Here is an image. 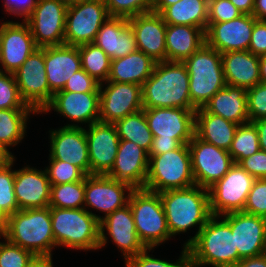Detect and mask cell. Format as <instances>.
<instances>
[{"instance_id":"6da1fadb","label":"cell","mask_w":266,"mask_h":267,"mask_svg":"<svg viewBox=\"0 0 266 267\" xmlns=\"http://www.w3.org/2000/svg\"><path fill=\"white\" fill-rule=\"evenodd\" d=\"M170 235L186 233L197 227V232L183 246L187 247L212 216L207 188L194 185L184 189H171L159 193Z\"/></svg>"},{"instance_id":"7a4b0ae2","label":"cell","mask_w":266,"mask_h":267,"mask_svg":"<svg viewBox=\"0 0 266 267\" xmlns=\"http://www.w3.org/2000/svg\"><path fill=\"white\" fill-rule=\"evenodd\" d=\"M143 109H196L190 99L189 74L183 62H156L151 76L142 85Z\"/></svg>"},{"instance_id":"3957f363","label":"cell","mask_w":266,"mask_h":267,"mask_svg":"<svg viewBox=\"0 0 266 267\" xmlns=\"http://www.w3.org/2000/svg\"><path fill=\"white\" fill-rule=\"evenodd\" d=\"M187 249L191 267H235L242 259L229 223L217 215L209 218Z\"/></svg>"},{"instance_id":"277c9868","label":"cell","mask_w":266,"mask_h":267,"mask_svg":"<svg viewBox=\"0 0 266 267\" xmlns=\"http://www.w3.org/2000/svg\"><path fill=\"white\" fill-rule=\"evenodd\" d=\"M51 224L56 247L75 250H99L102 217L85 208L50 207Z\"/></svg>"},{"instance_id":"5b68a950","label":"cell","mask_w":266,"mask_h":267,"mask_svg":"<svg viewBox=\"0 0 266 267\" xmlns=\"http://www.w3.org/2000/svg\"><path fill=\"white\" fill-rule=\"evenodd\" d=\"M3 239L36 255H52L56 247L50 207L17 210L9 215Z\"/></svg>"},{"instance_id":"8992f818","label":"cell","mask_w":266,"mask_h":267,"mask_svg":"<svg viewBox=\"0 0 266 267\" xmlns=\"http://www.w3.org/2000/svg\"><path fill=\"white\" fill-rule=\"evenodd\" d=\"M189 74V91L192 105L203 108L227 84L222 67V56L204 43L184 62Z\"/></svg>"},{"instance_id":"52a82bcc","label":"cell","mask_w":266,"mask_h":267,"mask_svg":"<svg viewBox=\"0 0 266 267\" xmlns=\"http://www.w3.org/2000/svg\"><path fill=\"white\" fill-rule=\"evenodd\" d=\"M195 185L188 144L161 155H149L147 180L144 189L160 193Z\"/></svg>"},{"instance_id":"ba28073f","label":"cell","mask_w":266,"mask_h":267,"mask_svg":"<svg viewBox=\"0 0 266 267\" xmlns=\"http://www.w3.org/2000/svg\"><path fill=\"white\" fill-rule=\"evenodd\" d=\"M136 231L146 248H156L171 239L159 193L134 189L128 201Z\"/></svg>"},{"instance_id":"9c48e42d","label":"cell","mask_w":266,"mask_h":267,"mask_svg":"<svg viewBox=\"0 0 266 267\" xmlns=\"http://www.w3.org/2000/svg\"><path fill=\"white\" fill-rule=\"evenodd\" d=\"M255 178L234 163L231 169L208 188L212 215L222 216L244 210Z\"/></svg>"},{"instance_id":"30bf717a","label":"cell","mask_w":266,"mask_h":267,"mask_svg":"<svg viewBox=\"0 0 266 267\" xmlns=\"http://www.w3.org/2000/svg\"><path fill=\"white\" fill-rule=\"evenodd\" d=\"M13 74L22 100L40 114L54 94L46 76L44 47L34 50Z\"/></svg>"},{"instance_id":"8fae6325","label":"cell","mask_w":266,"mask_h":267,"mask_svg":"<svg viewBox=\"0 0 266 267\" xmlns=\"http://www.w3.org/2000/svg\"><path fill=\"white\" fill-rule=\"evenodd\" d=\"M108 18L104 0H87L68 5L65 44L80 46L94 42L100 27Z\"/></svg>"},{"instance_id":"7c38bea8","label":"cell","mask_w":266,"mask_h":267,"mask_svg":"<svg viewBox=\"0 0 266 267\" xmlns=\"http://www.w3.org/2000/svg\"><path fill=\"white\" fill-rule=\"evenodd\" d=\"M68 5L62 0H38L32 13L24 20L37 47L65 44V22Z\"/></svg>"},{"instance_id":"4fadbf2b","label":"cell","mask_w":266,"mask_h":267,"mask_svg":"<svg viewBox=\"0 0 266 267\" xmlns=\"http://www.w3.org/2000/svg\"><path fill=\"white\" fill-rule=\"evenodd\" d=\"M188 146L195 185H199L200 187L207 189L211 187L235 163L227 150L205 142L196 134H194Z\"/></svg>"},{"instance_id":"5bb4252c","label":"cell","mask_w":266,"mask_h":267,"mask_svg":"<svg viewBox=\"0 0 266 267\" xmlns=\"http://www.w3.org/2000/svg\"><path fill=\"white\" fill-rule=\"evenodd\" d=\"M134 188L123 181L106 175H87L85 177L84 208H93L104 213V217L128 205ZM127 192V193H126Z\"/></svg>"},{"instance_id":"9a60e30c","label":"cell","mask_w":266,"mask_h":267,"mask_svg":"<svg viewBox=\"0 0 266 267\" xmlns=\"http://www.w3.org/2000/svg\"><path fill=\"white\" fill-rule=\"evenodd\" d=\"M104 83H107L106 86ZM104 83L99 87L100 121L115 123L143 109L141 85L111 81Z\"/></svg>"},{"instance_id":"2e32d148","label":"cell","mask_w":266,"mask_h":267,"mask_svg":"<svg viewBox=\"0 0 266 267\" xmlns=\"http://www.w3.org/2000/svg\"><path fill=\"white\" fill-rule=\"evenodd\" d=\"M99 225V249L106 246L108 243L107 235L111 237V241L118 247L119 251H121L125 260L136 256L146 249L138 237L129 204L121 209L115 210L106 217H102L99 221Z\"/></svg>"},{"instance_id":"e0dca14e","label":"cell","mask_w":266,"mask_h":267,"mask_svg":"<svg viewBox=\"0 0 266 267\" xmlns=\"http://www.w3.org/2000/svg\"><path fill=\"white\" fill-rule=\"evenodd\" d=\"M0 24V65L1 71L16 72L23 62L38 47L25 21H4Z\"/></svg>"},{"instance_id":"ac0fdd59","label":"cell","mask_w":266,"mask_h":267,"mask_svg":"<svg viewBox=\"0 0 266 267\" xmlns=\"http://www.w3.org/2000/svg\"><path fill=\"white\" fill-rule=\"evenodd\" d=\"M183 108L145 109V117L153 136L177 139L188 144L195 134V111Z\"/></svg>"},{"instance_id":"d6986e66","label":"cell","mask_w":266,"mask_h":267,"mask_svg":"<svg viewBox=\"0 0 266 267\" xmlns=\"http://www.w3.org/2000/svg\"><path fill=\"white\" fill-rule=\"evenodd\" d=\"M51 109L73 122L65 126H79L100 121V92H70L58 91L40 114H46ZM76 122V123H74ZM79 125H78V124Z\"/></svg>"},{"instance_id":"ffe728a7","label":"cell","mask_w":266,"mask_h":267,"mask_svg":"<svg viewBox=\"0 0 266 267\" xmlns=\"http://www.w3.org/2000/svg\"><path fill=\"white\" fill-rule=\"evenodd\" d=\"M90 175H106L112 168L120 138L114 123L97 121L85 128Z\"/></svg>"},{"instance_id":"44dd1931","label":"cell","mask_w":266,"mask_h":267,"mask_svg":"<svg viewBox=\"0 0 266 267\" xmlns=\"http://www.w3.org/2000/svg\"><path fill=\"white\" fill-rule=\"evenodd\" d=\"M256 20L253 15L242 14L230 21L207 23L205 43L221 54L229 51H247Z\"/></svg>"},{"instance_id":"7402d4cb","label":"cell","mask_w":266,"mask_h":267,"mask_svg":"<svg viewBox=\"0 0 266 267\" xmlns=\"http://www.w3.org/2000/svg\"><path fill=\"white\" fill-rule=\"evenodd\" d=\"M49 159L66 161L90 175V159L84 127L63 126L49 130Z\"/></svg>"},{"instance_id":"603a6c76","label":"cell","mask_w":266,"mask_h":267,"mask_svg":"<svg viewBox=\"0 0 266 267\" xmlns=\"http://www.w3.org/2000/svg\"><path fill=\"white\" fill-rule=\"evenodd\" d=\"M222 217L229 223L234 234L235 248L241 258L260 256L266 240V218L243 211Z\"/></svg>"},{"instance_id":"cb8c5ba5","label":"cell","mask_w":266,"mask_h":267,"mask_svg":"<svg viewBox=\"0 0 266 267\" xmlns=\"http://www.w3.org/2000/svg\"><path fill=\"white\" fill-rule=\"evenodd\" d=\"M149 154L137 144L120 140L111 170L106 176L130 184L134 189L144 188L147 180Z\"/></svg>"},{"instance_id":"d4e9b609","label":"cell","mask_w":266,"mask_h":267,"mask_svg":"<svg viewBox=\"0 0 266 267\" xmlns=\"http://www.w3.org/2000/svg\"><path fill=\"white\" fill-rule=\"evenodd\" d=\"M134 32L139 51L144 52L156 62L166 61L167 24L156 12H147L128 18Z\"/></svg>"},{"instance_id":"484cf974","label":"cell","mask_w":266,"mask_h":267,"mask_svg":"<svg viewBox=\"0 0 266 267\" xmlns=\"http://www.w3.org/2000/svg\"><path fill=\"white\" fill-rule=\"evenodd\" d=\"M14 192L19 210L49 207L51 183L46 171L30 165L15 170Z\"/></svg>"},{"instance_id":"4316f807","label":"cell","mask_w":266,"mask_h":267,"mask_svg":"<svg viewBox=\"0 0 266 267\" xmlns=\"http://www.w3.org/2000/svg\"><path fill=\"white\" fill-rule=\"evenodd\" d=\"M44 62L50 90H62L70 77L82 69L78 46L44 47Z\"/></svg>"},{"instance_id":"83f0119b","label":"cell","mask_w":266,"mask_h":267,"mask_svg":"<svg viewBox=\"0 0 266 267\" xmlns=\"http://www.w3.org/2000/svg\"><path fill=\"white\" fill-rule=\"evenodd\" d=\"M110 58L124 57L138 50L128 18L109 16L102 24L94 42Z\"/></svg>"},{"instance_id":"f1b7e54d","label":"cell","mask_w":266,"mask_h":267,"mask_svg":"<svg viewBox=\"0 0 266 267\" xmlns=\"http://www.w3.org/2000/svg\"><path fill=\"white\" fill-rule=\"evenodd\" d=\"M227 85L247 89L260 83L259 56L247 51H229L221 54Z\"/></svg>"},{"instance_id":"f546056e","label":"cell","mask_w":266,"mask_h":267,"mask_svg":"<svg viewBox=\"0 0 266 267\" xmlns=\"http://www.w3.org/2000/svg\"><path fill=\"white\" fill-rule=\"evenodd\" d=\"M203 109L238 125L249 123L247 90L242 87L226 85Z\"/></svg>"},{"instance_id":"4dcf8cb0","label":"cell","mask_w":266,"mask_h":267,"mask_svg":"<svg viewBox=\"0 0 266 267\" xmlns=\"http://www.w3.org/2000/svg\"><path fill=\"white\" fill-rule=\"evenodd\" d=\"M166 61L184 62L205 43V32L198 27L167 24Z\"/></svg>"},{"instance_id":"1f68e13d","label":"cell","mask_w":266,"mask_h":267,"mask_svg":"<svg viewBox=\"0 0 266 267\" xmlns=\"http://www.w3.org/2000/svg\"><path fill=\"white\" fill-rule=\"evenodd\" d=\"M156 61L144 52L136 50L124 57L111 60L107 81L143 85L154 71Z\"/></svg>"},{"instance_id":"d6a6232c","label":"cell","mask_w":266,"mask_h":267,"mask_svg":"<svg viewBox=\"0 0 266 267\" xmlns=\"http://www.w3.org/2000/svg\"><path fill=\"white\" fill-rule=\"evenodd\" d=\"M239 125L221 116L209 113L203 108L195 111V134L205 142L229 150Z\"/></svg>"},{"instance_id":"836d02e7","label":"cell","mask_w":266,"mask_h":267,"mask_svg":"<svg viewBox=\"0 0 266 267\" xmlns=\"http://www.w3.org/2000/svg\"><path fill=\"white\" fill-rule=\"evenodd\" d=\"M30 114L37 113L33 109H0V152L5 157H14L8 148L24 139Z\"/></svg>"},{"instance_id":"e575fe53","label":"cell","mask_w":266,"mask_h":267,"mask_svg":"<svg viewBox=\"0 0 266 267\" xmlns=\"http://www.w3.org/2000/svg\"><path fill=\"white\" fill-rule=\"evenodd\" d=\"M163 21L171 25H188L204 32L208 22V0H180L160 13Z\"/></svg>"},{"instance_id":"d590c367","label":"cell","mask_w":266,"mask_h":267,"mask_svg":"<svg viewBox=\"0 0 266 267\" xmlns=\"http://www.w3.org/2000/svg\"><path fill=\"white\" fill-rule=\"evenodd\" d=\"M114 125L120 140L134 142L149 153L153 142V134L145 117V109L127 115L116 121Z\"/></svg>"},{"instance_id":"8d00e7d4","label":"cell","mask_w":266,"mask_h":267,"mask_svg":"<svg viewBox=\"0 0 266 267\" xmlns=\"http://www.w3.org/2000/svg\"><path fill=\"white\" fill-rule=\"evenodd\" d=\"M81 67L100 84L108 80L111 70V58L95 43L78 46Z\"/></svg>"},{"instance_id":"74e56055","label":"cell","mask_w":266,"mask_h":267,"mask_svg":"<svg viewBox=\"0 0 266 267\" xmlns=\"http://www.w3.org/2000/svg\"><path fill=\"white\" fill-rule=\"evenodd\" d=\"M85 178L79 182L51 185L49 207L84 208Z\"/></svg>"},{"instance_id":"f35d334b","label":"cell","mask_w":266,"mask_h":267,"mask_svg":"<svg viewBox=\"0 0 266 267\" xmlns=\"http://www.w3.org/2000/svg\"><path fill=\"white\" fill-rule=\"evenodd\" d=\"M260 150L258 133L255 126L249 122L239 125L228 152L236 164Z\"/></svg>"},{"instance_id":"ab89813d","label":"cell","mask_w":266,"mask_h":267,"mask_svg":"<svg viewBox=\"0 0 266 267\" xmlns=\"http://www.w3.org/2000/svg\"><path fill=\"white\" fill-rule=\"evenodd\" d=\"M14 157H5L0 162V207L8 214L19 210L14 192L15 170H12Z\"/></svg>"},{"instance_id":"60d3db41","label":"cell","mask_w":266,"mask_h":267,"mask_svg":"<svg viewBox=\"0 0 266 267\" xmlns=\"http://www.w3.org/2000/svg\"><path fill=\"white\" fill-rule=\"evenodd\" d=\"M181 255L176 262H168L165 259L154 258L150 251L153 248H146L136 256L130 257L125 261V267H191L190 266V255L187 247L183 246Z\"/></svg>"},{"instance_id":"b9f144b4","label":"cell","mask_w":266,"mask_h":267,"mask_svg":"<svg viewBox=\"0 0 266 267\" xmlns=\"http://www.w3.org/2000/svg\"><path fill=\"white\" fill-rule=\"evenodd\" d=\"M45 168L51 185L82 181L87 175L77 166L66 161L49 159Z\"/></svg>"},{"instance_id":"7bdbcfd3","label":"cell","mask_w":266,"mask_h":267,"mask_svg":"<svg viewBox=\"0 0 266 267\" xmlns=\"http://www.w3.org/2000/svg\"><path fill=\"white\" fill-rule=\"evenodd\" d=\"M0 109H32L22 100L14 74L0 71Z\"/></svg>"},{"instance_id":"ee69618b","label":"cell","mask_w":266,"mask_h":267,"mask_svg":"<svg viewBox=\"0 0 266 267\" xmlns=\"http://www.w3.org/2000/svg\"><path fill=\"white\" fill-rule=\"evenodd\" d=\"M109 16L130 18L152 11L154 0H104Z\"/></svg>"},{"instance_id":"f6af8a7d","label":"cell","mask_w":266,"mask_h":267,"mask_svg":"<svg viewBox=\"0 0 266 267\" xmlns=\"http://www.w3.org/2000/svg\"><path fill=\"white\" fill-rule=\"evenodd\" d=\"M4 240L0 242V267H27L35 255Z\"/></svg>"},{"instance_id":"bcb514c9","label":"cell","mask_w":266,"mask_h":267,"mask_svg":"<svg viewBox=\"0 0 266 267\" xmlns=\"http://www.w3.org/2000/svg\"><path fill=\"white\" fill-rule=\"evenodd\" d=\"M243 212L266 218V178L255 179Z\"/></svg>"},{"instance_id":"7dc6e473","label":"cell","mask_w":266,"mask_h":267,"mask_svg":"<svg viewBox=\"0 0 266 267\" xmlns=\"http://www.w3.org/2000/svg\"><path fill=\"white\" fill-rule=\"evenodd\" d=\"M249 122L266 118V83H258L247 89Z\"/></svg>"},{"instance_id":"c3c4849f","label":"cell","mask_w":266,"mask_h":267,"mask_svg":"<svg viewBox=\"0 0 266 267\" xmlns=\"http://www.w3.org/2000/svg\"><path fill=\"white\" fill-rule=\"evenodd\" d=\"M243 13L230 0H208V22L221 23L233 20Z\"/></svg>"},{"instance_id":"681fc988","label":"cell","mask_w":266,"mask_h":267,"mask_svg":"<svg viewBox=\"0 0 266 267\" xmlns=\"http://www.w3.org/2000/svg\"><path fill=\"white\" fill-rule=\"evenodd\" d=\"M100 83L91 77L83 69L75 72L72 77L68 79L64 88L60 91H70V92H100Z\"/></svg>"},{"instance_id":"f907efd6","label":"cell","mask_w":266,"mask_h":267,"mask_svg":"<svg viewBox=\"0 0 266 267\" xmlns=\"http://www.w3.org/2000/svg\"><path fill=\"white\" fill-rule=\"evenodd\" d=\"M255 179L266 178V152L259 150L238 163Z\"/></svg>"},{"instance_id":"816d5d0a","label":"cell","mask_w":266,"mask_h":267,"mask_svg":"<svg viewBox=\"0 0 266 267\" xmlns=\"http://www.w3.org/2000/svg\"><path fill=\"white\" fill-rule=\"evenodd\" d=\"M248 51L256 56L266 55V20H256Z\"/></svg>"},{"instance_id":"f5cc1de1","label":"cell","mask_w":266,"mask_h":267,"mask_svg":"<svg viewBox=\"0 0 266 267\" xmlns=\"http://www.w3.org/2000/svg\"><path fill=\"white\" fill-rule=\"evenodd\" d=\"M5 12L10 15L20 16L23 21L32 13L38 0H3Z\"/></svg>"},{"instance_id":"db71d44e","label":"cell","mask_w":266,"mask_h":267,"mask_svg":"<svg viewBox=\"0 0 266 267\" xmlns=\"http://www.w3.org/2000/svg\"><path fill=\"white\" fill-rule=\"evenodd\" d=\"M182 143L177 139H160V136H153V142L149 155H161L171 150L178 149Z\"/></svg>"},{"instance_id":"11a10c76","label":"cell","mask_w":266,"mask_h":267,"mask_svg":"<svg viewBox=\"0 0 266 267\" xmlns=\"http://www.w3.org/2000/svg\"><path fill=\"white\" fill-rule=\"evenodd\" d=\"M235 267H266V257L262 254L260 256L242 258Z\"/></svg>"},{"instance_id":"9f6ffc18","label":"cell","mask_w":266,"mask_h":267,"mask_svg":"<svg viewBox=\"0 0 266 267\" xmlns=\"http://www.w3.org/2000/svg\"><path fill=\"white\" fill-rule=\"evenodd\" d=\"M258 133L260 149L266 152V118L251 122Z\"/></svg>"},{"instance_id":"6f0895ef","label":"cell","mask_w":266,"mask_h":267,"mask_svg":"<svg viewBox=\"0 0 266 267\" xmlns=\"http://www.w3.org/2000/svg\"><path fill=\"white\" fill-rule=\"evenodd\" d=\"M52 255H36L27 267H53Z\"/></svg>"},{"instance_id":"680465c9","label":"cell","mask_w":266,"mask_h":267,"mask_svg":"<svg viewBox=\"0 0 266 267\" xmlns=\"http://www.w3.org/2000/svg\"><path fill=\"white\" fill-rule=\"evenodd\" d=\"M243 14H253L255 0H230Z\"/></svg>"},{"instance_id":"91938a15","label":"cell","mask_w":266,"mask_h":267,"mask_svg":"<svg viewBox=\"0 0 266 267\" xmlns=\"http://www.w3.org/2000/svg\"><path fill=\"white\" fill-rule=\"evenodd\" d=\"M252 15L257 20H266V0H255Z\"/></svg>"},{"instance_id":"94428289","label":"cell","mask_w":266,"mask_h":267,"mask_svg":"<svg viewBox=\"0 0 266 267\" xmlns=\"http://www.w3.org/2000/svg\"><path fill=\"white\" fill-rule=\"evenodd\" d=\"M180 0H154L152 11L161 13L166 7L171 6Z\"/></svg>"},{"instance_id":"6125c7cd","label":"cell","mask_w":266,"mask_h":267,"mask_svg":"<svg viewBox=\"0 0 266 267\" xmlns=\"http://www.w3.org/2000/svg\"><path fill=\"white\" fill-rule=\"evenodd\" d=\"M9 215L0 207V237L5 235Z\"/></svg>"},{"instance_id":"be15d7a7","label":"cell","mask_w":266,"mask_h":267,"mask_svg":"<svg viewBox=\"0 0 266 267\" xmlns=\"http://www.w3.org/2000/svg\"><path fill=\"white\" fill-rule=\"evenodd\" d=\"M260 81L266 83V55L259 56Z\"/></svg>"},{"instance_id":"e7e4bbea","label":"cell","mask_w":266,"mask_h":267,"mask_svg":"<svg viewBox=\"0 0 266 267\" xmlns=\"http://www.w3.org/2000/svg\"><path fill=\"white\" fill-rule=\"evenodd\" d=\"M62 1L66 3L67 5H71V4H75V3H79V2H83L87 0H62Z\"/></svg>"},{"instance_id":"03108f58","label":"cell","mask_w":266,"mask_h":267,"mask_svg":"<svg viewBox=\"0 0 266 267\" xmlns=\"http://www.w3.org/2000/svg\"><path fill=\"white\" fill-rule=\"evenodd\" d=\"M5 158V156L0 152V162Z\"/></svg>"},{"instance_id":"003e7915","label":"cell","mask_w":266,"mask_h":267,"mask_svg":"<svg viewBox=\"0 0 266 267\" xmlns=\"http://www.w3.org/2000/svg\"><path fill=\"white\" fill-rule=\"evenodd\" d=\"M263 255L266 257V240H265V247H264Z\"/></svg>"}]
</instances>
